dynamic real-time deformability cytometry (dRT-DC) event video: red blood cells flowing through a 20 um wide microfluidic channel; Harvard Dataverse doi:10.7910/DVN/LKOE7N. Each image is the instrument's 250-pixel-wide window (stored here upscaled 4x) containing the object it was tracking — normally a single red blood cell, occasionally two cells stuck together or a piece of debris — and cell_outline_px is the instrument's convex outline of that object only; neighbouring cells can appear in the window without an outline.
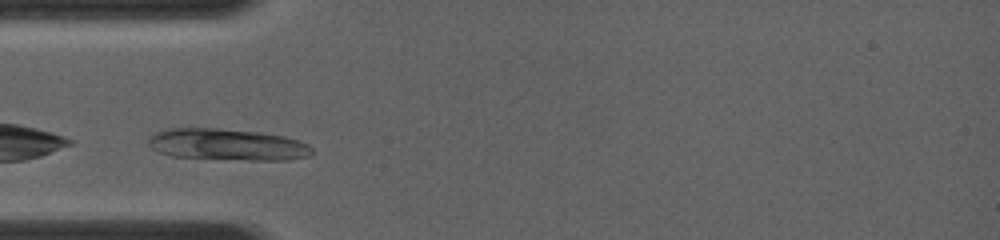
{"species": "common noctule bat (a hibernating species)", "species_latin": "Nyctalus noctula", "temperature_condition": "room temperature", "stored_images_in_passage": 4, "camera_frame_rate_fps": 4000, "um_per_image_px": 0.085, "animal": {"sex": "female", "body_mass_g": 19.0, "forearm_length_mm": 56.7}, "frame": {"image": 1, "passage_image": 2, "time_ms": 0.25, "image_size_px": [1000, 240], "cell_outline_px": [[312, 152], [308, 156], [288, 160], [248, 160], [172, 156], [160, 152], [152, 148], [148, 144], [148, 136], [156, 132], [168, 128], [216, 128], [260, 132], [284, 136], [308, 144], [312, 148]], "centroid_in_image_um": [19.3, 12.28], "position_along_channel_um": 65.7, "area_um2": 30.06}}